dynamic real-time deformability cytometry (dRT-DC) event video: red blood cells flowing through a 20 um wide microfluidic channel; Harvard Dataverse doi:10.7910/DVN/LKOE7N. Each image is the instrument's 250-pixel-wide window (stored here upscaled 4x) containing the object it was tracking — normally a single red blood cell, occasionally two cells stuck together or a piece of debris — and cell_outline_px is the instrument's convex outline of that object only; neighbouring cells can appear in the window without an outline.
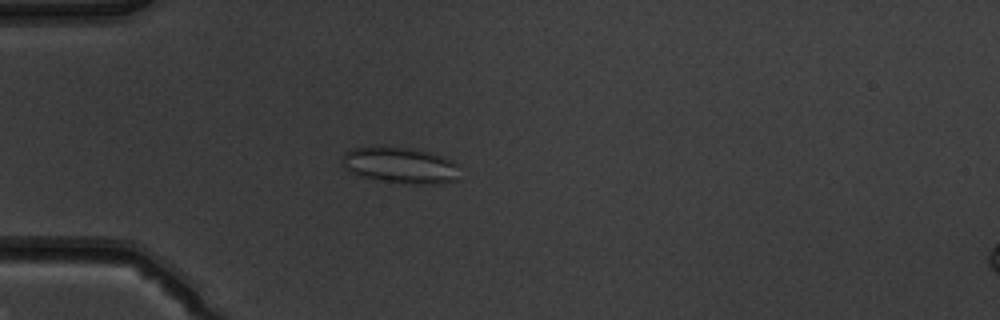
{"species": "common noctule bat (a hibernating species)", "species_latin": "Nyctalus noctula", "temperature_condition": "warm", "stored_images_in_passage": 40, "camera_frame_rate_fps": 3000, "um_per_image_px": 0.085, "animal": {"sex": "male", "body_mass_g": 19.5, "forearm_length_mm": 54.6}, "frame": {"image": 1, "passage_image": 8, "time_ms": 2.333, "image_size_px": [1000, 320], "cell_outline_px": [[460, 180], [440, 184], [416, 184], [384, 180], [360, 176], [348, 172], [340, 164], [340, 156], [344, 152], [352, 148], [376, 144], [412, 148], [432, 152], [444, 156], [460, 164]], "centroid_in_image_um": [34.03, 14.01], "position_along_channel_um": 51.0, "area_um2": 26.01}}
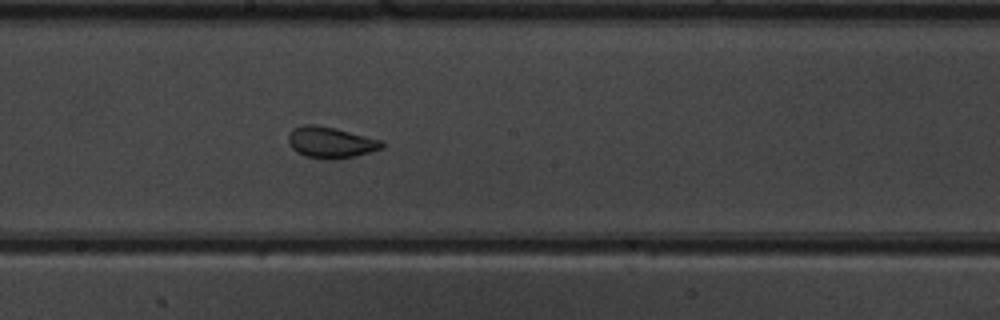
{"frame": {"image": 2, "passage_image": 22, "time_ms": 7.0, "image_size_px": [1000, 320], "cell_outline_px": [[384, 148], [356, 156], [336, 160], [332, 160], [304, 156], [296, 152], [288, 144], [288, 136], [292, 128], [304, 124], [316, 124], [336, 128], [380, 140], [384, 144]], "centroid_in_image_um": [28.07, 12.11], "position_along_channel_um": 220.1, "area_um2": 17.22}}
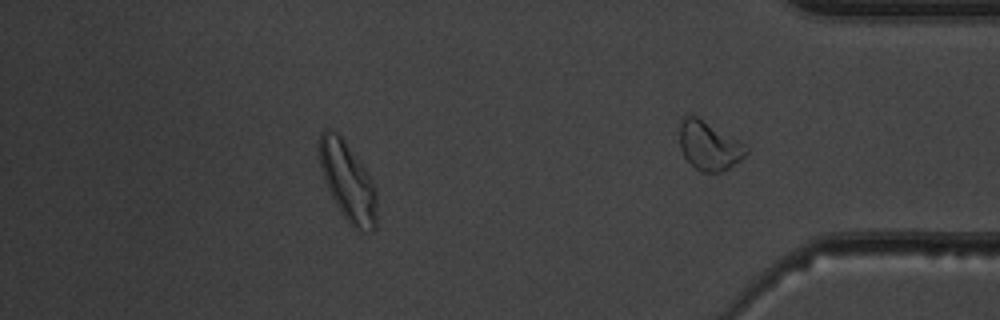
{"frame": {"image": 3, "passage_image": 34, "time_ms": 11.0, "image_size_px": [1000, 320], "cell_outline_px": [[376, 228], [372, 232], [360, 232], [340, 212], [324, 180], [320, 168], [316, 148], [320, 132], [324, 128], [332, 128], [340, 136], [368, 172], [376, 188]], "centroid_in_image_um": [29.53, 15.39], "position_along_channel_um": 405.7, "area_um2": 26.7}, "authors_computed_cell_mechanics": {"area_um2": 17.4845, "velocity_mm_per_s": 3.9256, "shape_relaxation_time_tau1_ms": 9.5232, "shape_relaxation_time_tau2_ms": 0.8124, "deformation_change_tau1": 0.2094, "deformation_change_tau2": 0.0683}}